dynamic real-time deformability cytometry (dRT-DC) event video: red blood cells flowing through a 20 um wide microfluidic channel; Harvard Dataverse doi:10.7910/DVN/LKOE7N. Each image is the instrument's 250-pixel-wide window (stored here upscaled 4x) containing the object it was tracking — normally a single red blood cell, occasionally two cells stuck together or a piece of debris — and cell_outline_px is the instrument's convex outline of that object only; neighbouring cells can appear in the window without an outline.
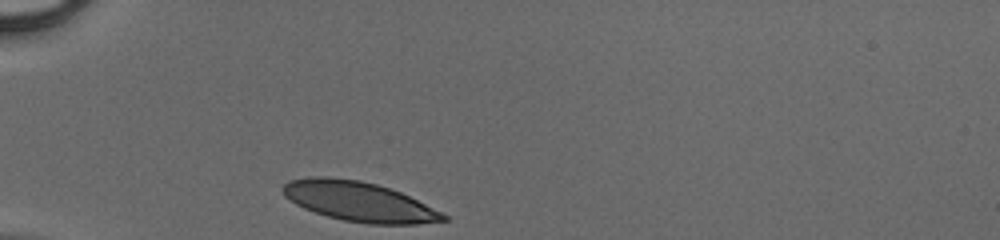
{"species": "human", "species_latin": "Homo sapiens", "temperature_condition": "cold", "stored_images_in_passage": 27, "camera_frame_rate_fps": 3000, "um_per_image_px": 0.085, "donor": {"sex": "male"}, "frame": {"image": 1, "passage_image": 1, "time_ms": 0.0, "image_size_px": [1000, 240], "cell_outline_px": [[448, 220], [416, 224], [368, 224], [344, 220], [328, 216], [304, 208], [296, 204], [284, 196], [280, 188], [288, 180], [308, 176], [328, 176], [360, 180], [376, 184], [400, 192], [448, 216]], "centroid_in_image_um": [30.44, 17.11], "position_along_channel_um": 54.6, "area_um2": 36.93}}
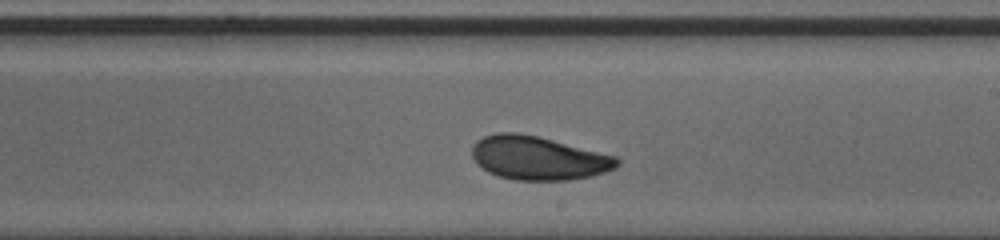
{"frame": {"image": 2, "passage_image": 16, "time_ms": 5.0, "image_size_px": [1000, 240], "cell_outline_px": [[620, 164], [616, 168], [592, 176], [568, 180], [512, 180], [488, 172], [472, 156], [472, 144], [476, 140], [484, 136], [496, 132], [516, 132], [536, 136], [616, 156], [620, 160]], "centroid_in_image_um": [45.76, 13.43], "position_along_channel_um": 243.2, "area_um2": 36.7}}
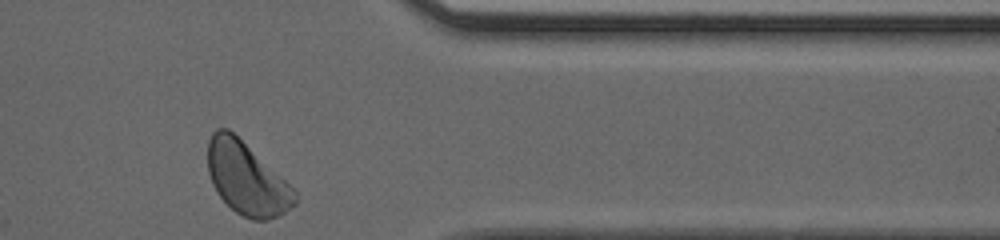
{"frame": {"image": 3, "passage_image": 27, "time_ms": 8.667, "image_size_px": [1000, 240], "cell_outline_px": [[296, 204], [280, 216], [268, 220], [252, 220], [236, 212], [216, 192], [212, 184], [208, 172], [208, 140], [212, 132], [216, 128], [228, 128], [296, 188]], "centroid_in_image_um": [20.99, 15.18], "position_along_channel_um": 390.4, "area_um2": 36.93}}